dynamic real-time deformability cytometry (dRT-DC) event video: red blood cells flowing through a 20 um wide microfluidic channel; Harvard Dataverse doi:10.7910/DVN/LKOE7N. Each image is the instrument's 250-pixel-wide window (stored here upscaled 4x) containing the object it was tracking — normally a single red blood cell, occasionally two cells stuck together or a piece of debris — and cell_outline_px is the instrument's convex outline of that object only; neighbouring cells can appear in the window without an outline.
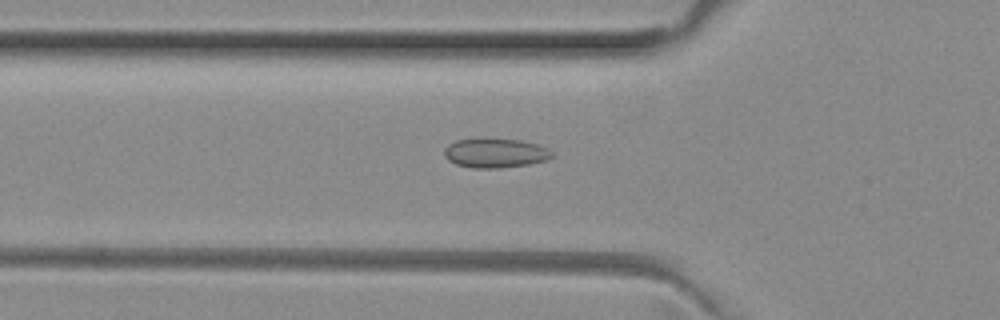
{"species": "common noctule bat (a hibernating species)", "species_latin": "Nyctalus noctula", "temperature_condition": "room temperature", "stored_images_in_passage": 45, "camera_frame_rate_fps": 3000, "um_per_image_px": 0.085, "animal": {"sex": "female", "body_mass_g": 29.2, "forearm_length_mm": 56.3}, "frame": {"image": 1, "passage_image": 11, "time_ms": 3.333, "image_size_px": [1000, 320], "cell_outline_px": [[552, 156], [544, 160], [528, 164], [500, 168], [472, 168], [456, 164], [448, 160], [444, 156], [444, 148], [448, 144], [456, 140], [484, 136], [520, 140], [536, 144], [548, 148], [552, 152]], "centroid_in_image_um": [42.03, 12.97], "position_along_channel_um": 83.8, "area_um2": 18.9}}
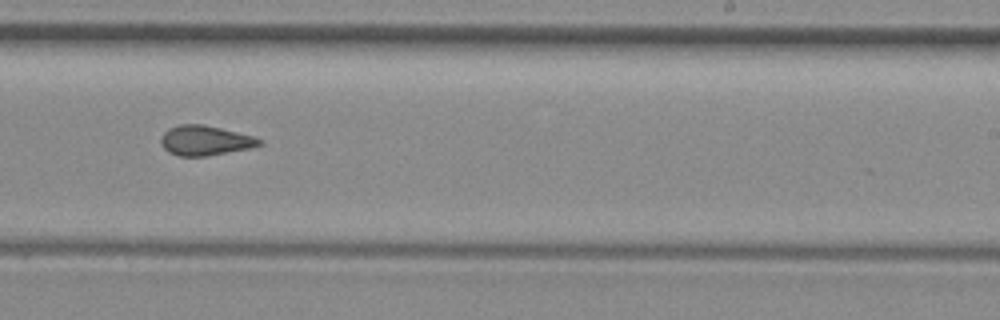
{"frame": {"image": 2, "passage_image": 25, "time_ms": 8.0, "image_size_px": [1000, 320], "cell_outline_px": [[264, 144], [252, 148], [208, 156], [180, 156], [168, 152], [160, 144], [160, 140], [164, 132], [168, 128], [180, 124], [204, 124], [252, 136], [264, 140]], "centroid_in_image_um": [17.45, 11.95], "position_along_channel_um": 271.6, "area_um2": 17.28}}
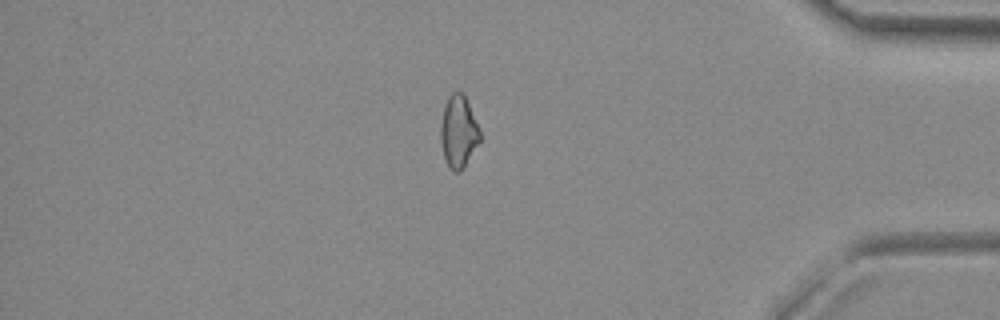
{"frame": {"image": 3, "passage_image": 37, "time_ms": 12.0, "image_size_px": [1000, 320], "cell_outline_px": [[480, 140], [460, 172], [452, 172], [448, 168], [444, 160], [440, 144], [440, 124], [444, 104], [448, 96], [452, 92], [460, 92], [464, 96], [480, 128]], "centroid_in_image_um": [38.93, 11.22], "position_along_channel_um": 396.3, "area_um2": 16.65}}